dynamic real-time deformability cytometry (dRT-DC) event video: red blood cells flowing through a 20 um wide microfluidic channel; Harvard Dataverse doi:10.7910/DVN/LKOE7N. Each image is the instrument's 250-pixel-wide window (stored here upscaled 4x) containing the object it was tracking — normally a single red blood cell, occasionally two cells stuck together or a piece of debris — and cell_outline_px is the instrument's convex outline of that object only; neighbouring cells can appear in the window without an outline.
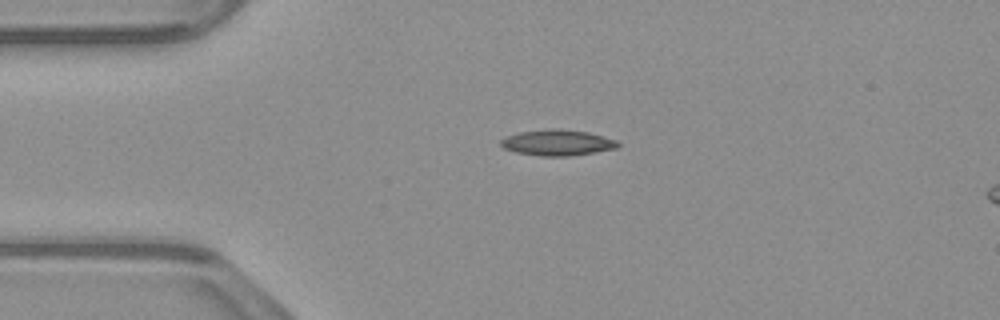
{"species": "common noctule bat (a hibernating species)", "species_latin": "Nyctalus noctula", "temperature_condition": "warm", "stored_images_in_passage": 13, "camera_frame_rate_fps": 3000, "um_per_image_px": 0.085, "animal": {"sex": "male", "body_mass_g": 23.1, "forearm_length_mm": 52.7}, "frame": {"image": 1, "passage_image": 1, "time_ms": 0.0, "image_size_px": [1000, 320], "cell_outline_px": [[620, 144], [616, 148], [596, 152], [568, 156], [540, 156], [516, 152], [504, 148], [500, 144], [500, 140], [508, 136], [520, 132], [548, 128], [560, 128], [588, 132], [616, 140]], "centroid_in_image_um": [47.38, 12.12], "position_along_channel_um": 37.6, "area_um2": 17.63}}